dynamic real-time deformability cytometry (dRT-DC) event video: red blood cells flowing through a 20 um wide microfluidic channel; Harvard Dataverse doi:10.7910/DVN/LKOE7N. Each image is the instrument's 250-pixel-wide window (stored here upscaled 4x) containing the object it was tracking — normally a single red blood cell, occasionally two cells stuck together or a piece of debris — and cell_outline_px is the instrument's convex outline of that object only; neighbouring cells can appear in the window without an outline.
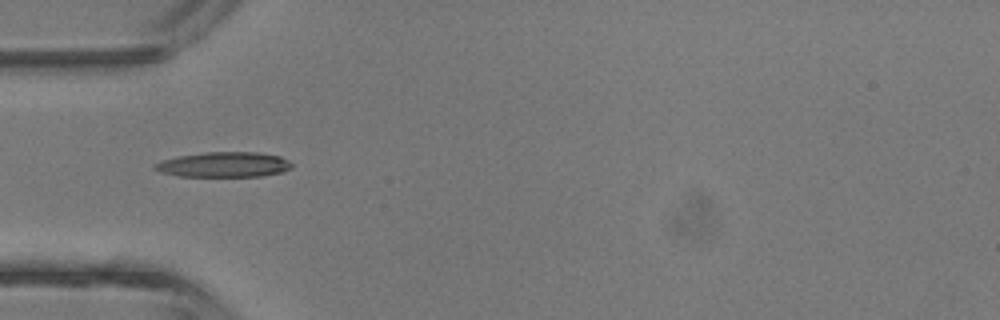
{"species": "common noctule bat (a hibernating species)", "species_latin": "Nyctalus noctula", "temperature_condition": "room temperature", "stored_images_in_passage": 42, "camera_frame_rate_fps": 3000, "um_per_image_px": 0.085, "animal": {"sex": "male", "body_mass_g": 13.3}, "frame": {"image": 1, "passage_image": 13, "time_ms": 4.0, "image_size_px": [1000, 320], "cell_outline_px": [[292, 168], [284, 172], [264, 176], [180, 176], [160, 172], [152, 168], [160, 160], [180, 156], [204, 152], [256, 152], [280, 156], [288, 160], [292, 164]], "centroid_in_image_um": [19.06, 13.99], "position_along_channel_um": 65.9, "area_um2": 20.11}}
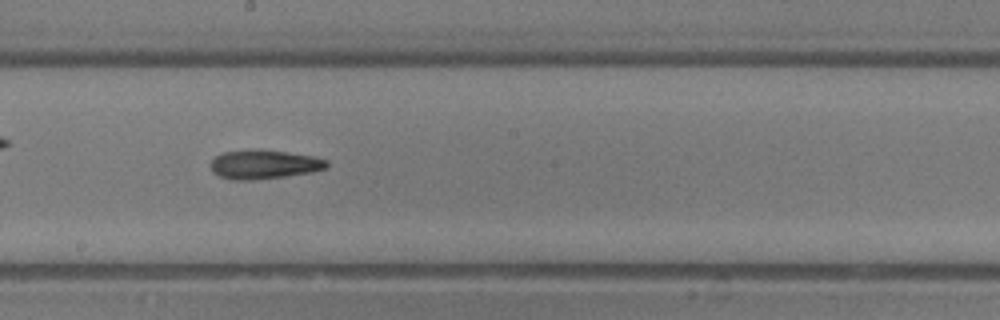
{"frame": {"image": 2, "passage_image": 23, "time_ms": 7.333, "image_size_px": [1000, 320], "cell_outline_px": [[328, 168], [312, 172], [284, 176], [252, 180], [232, 180], [220, 176], [212, 172], [208, 164], [216, 156], [224, 152], [284, 152], [316, 156], [328, 160]], "centroid_in_image_um": [22.47, 14.02], "position_along_channel_um": 225.7, "area_um2": 19.02}}
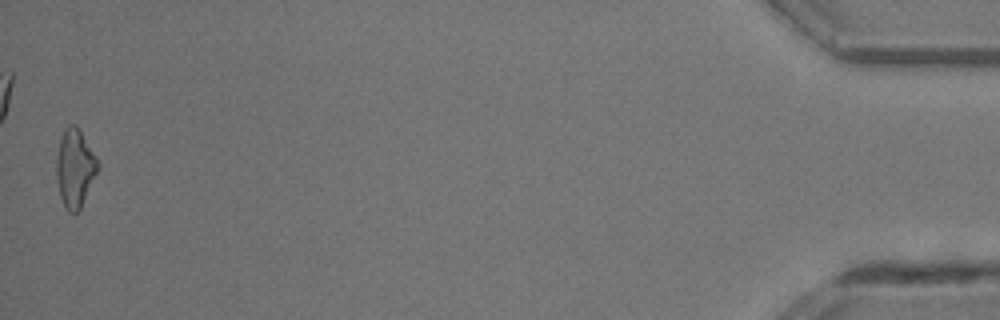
{"frame": {"image": 3, "passage_image": 42, "time_ms": 13.667, "image_size_px": [1000, 320], "cell_outline_px": [[100, 164], [80, 208], [76, 212], [68, 212], [60, 196], [56, 176], [56, 156], [60, 140], [64, 128], [68, 124], [76, 124], [96, 156]], "centroid_in_image_um": [6.35, 14.24], "position_along_channel_um": 428.8, "area_um2": 18.55}}